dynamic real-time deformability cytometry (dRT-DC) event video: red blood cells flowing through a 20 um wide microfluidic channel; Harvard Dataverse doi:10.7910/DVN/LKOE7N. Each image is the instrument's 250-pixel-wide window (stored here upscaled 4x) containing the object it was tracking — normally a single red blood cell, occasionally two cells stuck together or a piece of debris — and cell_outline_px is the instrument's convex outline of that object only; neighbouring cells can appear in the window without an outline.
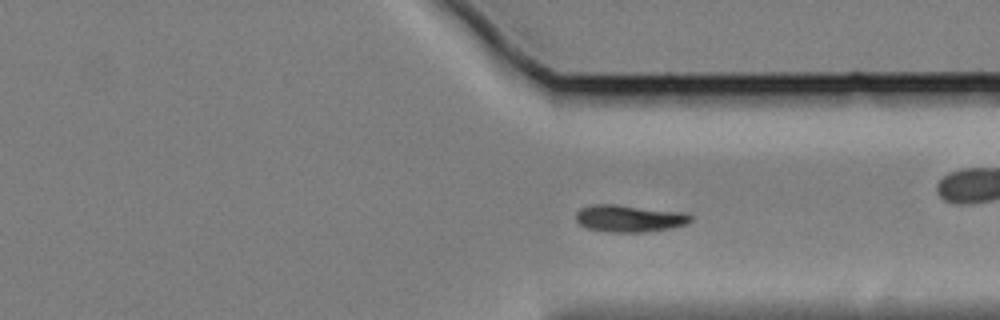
{"species": "Egyptian fruit bat (a non-hibernating species)", "species_latin": "Rousettus aegyptiacus", "temperature_condition": "cold", "stored_images_in_passage": 57, "camera_frame_rate_fps": 3000, "um_per_image_px": 0.085, "animal": {"sex": "female"}, "frame": {"image": 1, "passage_image": 41, "time_ms": 13.333, "image_size_px": [1000, 320], "cell_outline_px": [[692, 220], [688, 224], [672, 228], [644, 232], [608, 232], [588, 228], [580, 224], [576, 220], [576, 212], [580, 208], [596, 204], [616, 204], [688, 212], [692, 216]], "centroid_in_image_um": [53.55, 18.56], "position_along_channel_um": 357.8, "area_um2": 18.38}}
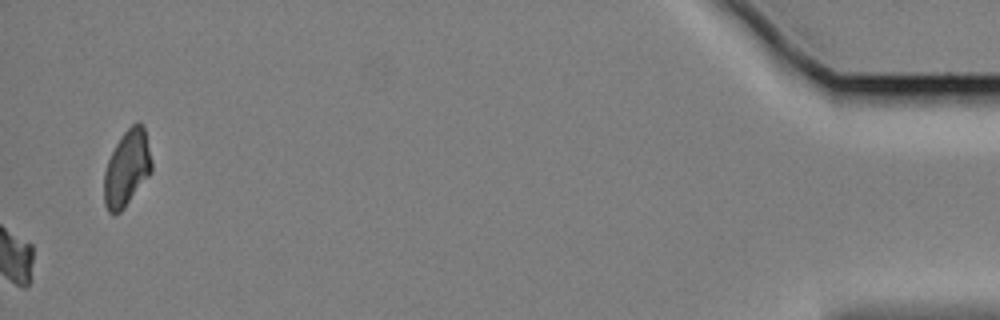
{"frame": {"image": 2, "passage_image": 57, "time_ms": 18.667, "image_size_px": [1000, 320], "cell_outline_px": [[152, 172], [124, 208], [120, 212], [112, 216], [108, 212], [104, 204], [104, 172], [108, 160], [120, 136], [136, 120], [140, 120], [144, 128], [152, 160]], "centroid_in_image_um": [10.78, 14.31], "position_along_channel_um": 424.4, "area_um2": 21.27}, "authors_computed_cell_mechanics": {"area_um2": 18.3804, "velocity_mm_per_s": 3.3551, "shape_relaxation_time_tau1_ms": 2.3002, "shape_relaxation_time_tau2_ms": null, "deformation_change_tau1": 0.1228, "deformation_change_tau2": null}}